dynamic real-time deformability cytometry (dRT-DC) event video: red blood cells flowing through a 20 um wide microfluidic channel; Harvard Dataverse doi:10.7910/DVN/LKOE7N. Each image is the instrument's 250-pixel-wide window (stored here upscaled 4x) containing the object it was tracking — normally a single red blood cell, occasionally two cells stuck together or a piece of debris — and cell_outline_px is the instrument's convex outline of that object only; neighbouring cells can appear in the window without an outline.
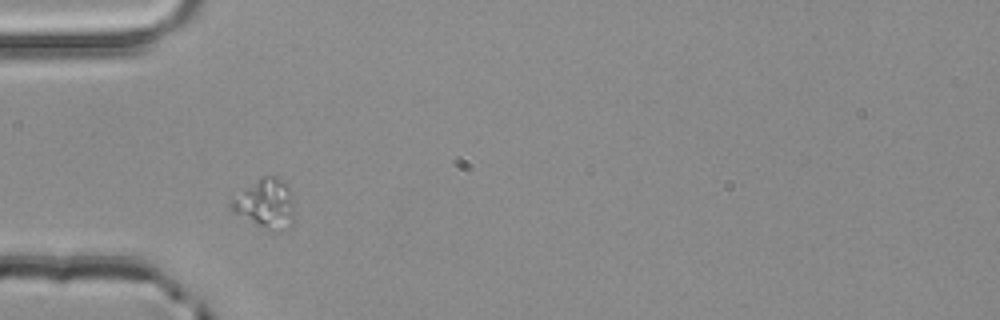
{"species": "common noctule bat (a hibernating species)", "species_latin": "Nyctalus noctula", "temperature_condition": "room temperature", "stored_images_in_passage": 1, "camera_frame_rate_fps": 3000, "um_per_image_px": 0.085, "animal": {"sex": "male", "body_mass_g": 20.4}, "frame": {"image": 1, "passage_image": 1, "time_ms": 0.0, "image_size_px": [1000, 320], "cell_outline_px": [[296, 220], [292, 224], [264, 232], [232, 212], [232, 200], [264, 176], [272, 176], [288, 184], [296, 200]], "centroid_in_image_um": [22.67, 17.38], "position_along_channel_um": 62.3, "area_um2": 18.32}}